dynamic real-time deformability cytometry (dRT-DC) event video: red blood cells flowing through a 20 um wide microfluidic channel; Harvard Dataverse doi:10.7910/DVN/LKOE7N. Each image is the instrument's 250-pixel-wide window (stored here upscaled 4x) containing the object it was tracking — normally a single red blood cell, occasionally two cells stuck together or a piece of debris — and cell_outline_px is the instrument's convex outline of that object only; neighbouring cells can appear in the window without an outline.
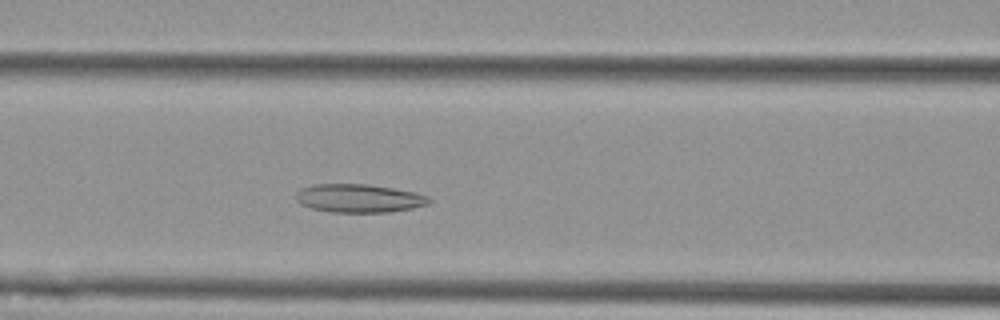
{"species": "Egyptian fruit bat (a non-hibernating species)", "species_latin": "Rousettus aegyptiacus", "temperature_condition": "cold", "stored_images_in_passage": 50, "camera_frame_rate_fps": 3000, "um_per_image_px": 0.085, "animal": {"sex": "female"}, "frame": {"image": 1, "passage_image": 16, "time_ms": 5.0, "image_size_px": [1000, 320], "cell_outline_px": [[432, 200], [428, 204], [412, 208], [388, 212], [328, 212], [312, 208], [300, 204], [296, 200], [296, 192], [304, 188], [316, 184], [368, 184], [416, 192], [428, 196]], "centroid_in_image_um": [30.52, 16.86], "position_along_channel_um": 136.1, "area_um2": 21.96}}
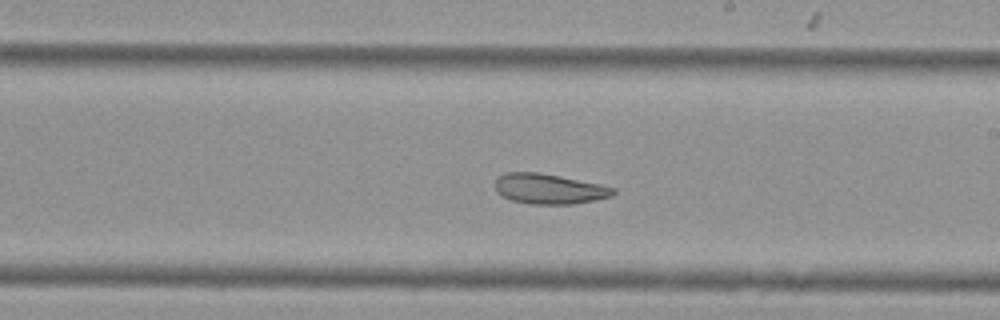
{"frame": {"image": 2, "passage_image": 25, "time_ms": 8.0, "image_size_px": [1000, 320], "cell_outline_px": [[616, 192], [612, 196], [596, 200], [572, 204], [532, 204], [512, 200], [500, 196], [496, 192], [496, 176], [504, 172], [540, 172], [600, 184], [616, 188]], "centroid_in_image_um": [46.66, 16.05], "position_along_channel_um": 242.3, "area_um2": 20.98}}
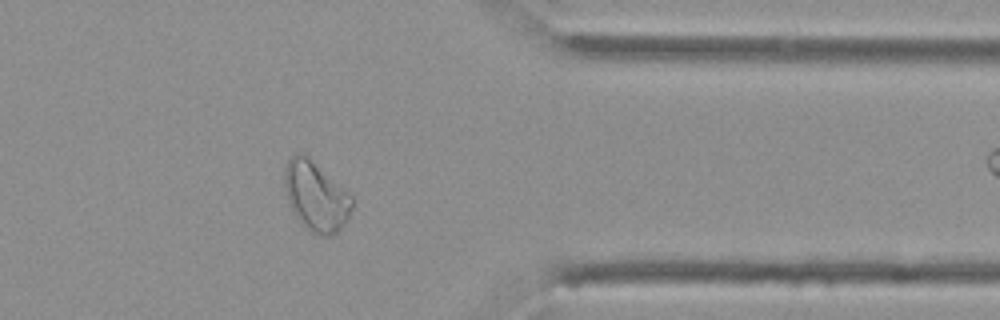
{"frame": {"image": 3, "passage_image": 38, "time_ms": 12.333, "image_size_px": [1000, 320], "cell_outline_px": [[356, 200], [348, 220], [332, 236], [316, 236], [308, 232], [292, 212], [288, 204], [284, 184], [284, 168], [288, 160], [296, 152], [300, 152], [348, 192]], "centroid_in_image_um": [26.85, 16.76], "position_along_channel_um": 384.6, "area_um2": 27.46}, "authors_computed_cell_mechanics": {"area_um2": 25.9233, "velocity_mm_per_s": 3.5694, "shape_relaxation_time_tau1_ms": null, "shape_relaxation_time_tau2_ms": 4.2585, "deformation_change_tau1": null, "deformation_change_tau2": 0.113}}